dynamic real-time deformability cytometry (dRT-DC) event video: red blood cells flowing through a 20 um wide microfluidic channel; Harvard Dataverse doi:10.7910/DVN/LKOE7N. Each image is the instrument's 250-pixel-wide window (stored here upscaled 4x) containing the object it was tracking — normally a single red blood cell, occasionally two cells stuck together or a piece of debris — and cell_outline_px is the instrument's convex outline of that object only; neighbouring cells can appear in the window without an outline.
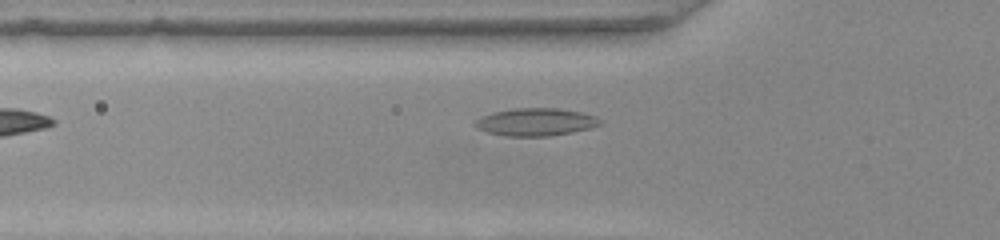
{"species": "common noctule bat (a hibernating species)", "species_latin": "Nyctalus noctula", "temperature_condition": "warm", "stored_images_in_passage": 32, "camera_frame_rate_fps": 3000, "um_per_image_px": 0.085, "animal": {"sex": "female", "body_mass_g": 22.0, "forearm_length_mm": 56.7}, "frame": {"image": 1, "passage_image": 4, "time_ms": 1.0, "image_size_px": [1000, 240], "cell_outline_px": [[604, 120], [600, 124], [592, 128], [572, 132], [548, 136], [504, 136], [488, 132], [476, 128], [472, 124], [480, 116], [492, 112], [512, 108], [556, 108], [580, 112], [596, 116]], "centroid_in_image_um": [45.52, 10.37], "position_along_channel_um": 80.3, "area_um2": 20.35}}
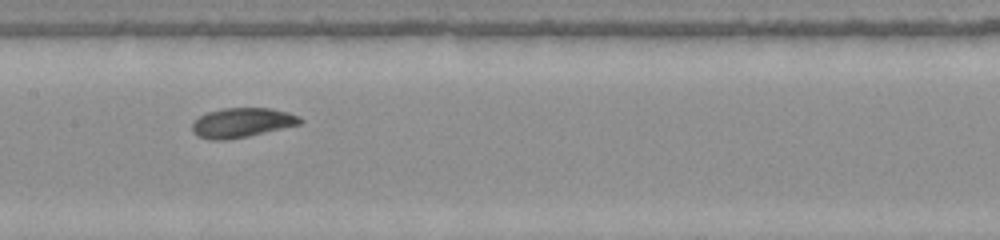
{"frame": {"image": 2, "passage_image": 12, "time_ms": 3.667, "image_size_px": [1000, 240], "cell_outline_px": [[304, 120], [300, 124], [248, 136], [224, 140], [212, 140], [200, 136], [192, 132], [192, 124], [200, 116], [208, 112], [224, 108], [272, 108], [288, 112], [300, 116]], "centroid_in_image_um": [20.6, 10.42], "position_along_channel_um": 186.8, "area_um2": 18.44}}
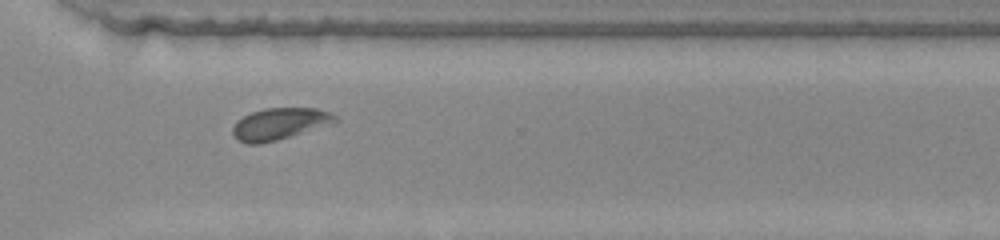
{"frame": {"image": 3, "passage_image": 24, "time_ms": 7.667, "image_size_px": [1000, 240], "cell_outline_px": [[340, 120], [336, 124], [276, 140], [260, 144], [244, 144], [236, 140], [232, 136], [232, 128], [236, 120], [252, 112], [264, 108], [316, 108], [332, 112]], "centroid_in_image_um": [23.8, 10.53], "position_along_channel_um": 346.8, "area_um2": 19.48}, "authors_computed_cell_mechanics": {"area_um2": 18.5538, "velocity_mm_per_s": 3.9832, "shape_relaxation_time_tau1_ms": 5.646, "shape_relaxation_time_tau2_ms": 4.0402, "deformation_change_tau1": 0.1194, "deformation_change_tau2": 0.0736}}